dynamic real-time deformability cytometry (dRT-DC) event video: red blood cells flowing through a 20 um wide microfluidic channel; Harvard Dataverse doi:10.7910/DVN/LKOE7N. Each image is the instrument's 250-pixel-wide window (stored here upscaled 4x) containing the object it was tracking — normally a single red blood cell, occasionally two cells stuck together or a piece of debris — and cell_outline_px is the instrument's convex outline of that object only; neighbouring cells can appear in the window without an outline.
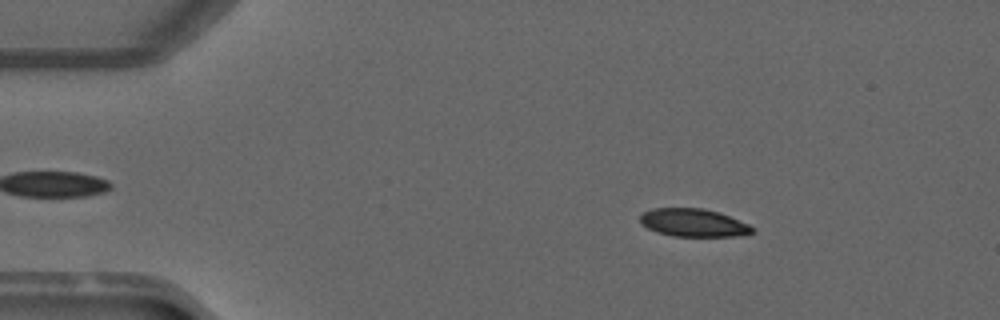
{"species": "common noctule bat (a hibernating species)", "species_latin": "Nyctalus noctula", "temperature_condition": "warm", "stored_images_in_passage": 50, "camera_frame_rate_fps": 3000, "um_per_image_px": 0.085, "animal": {"sex": "male", "forearm_length_mm": 52.5}, "frame": {"image": 1, "passage_image": 8, "time_ms": 2.333, "image_size_px": [1000, 320], "cell_outline_px": [[756, 228], [752, 232], [736, 236], [676, 236], [656, 232], [640, 224], [640, 216], [644, 212], [652, 208], [704, 208], [720, 212], [748, 224]], "centroid_in_image_um": [58.93, 18.92], "position_along_channel_um": 26.1, "area_um2": 18.26}}
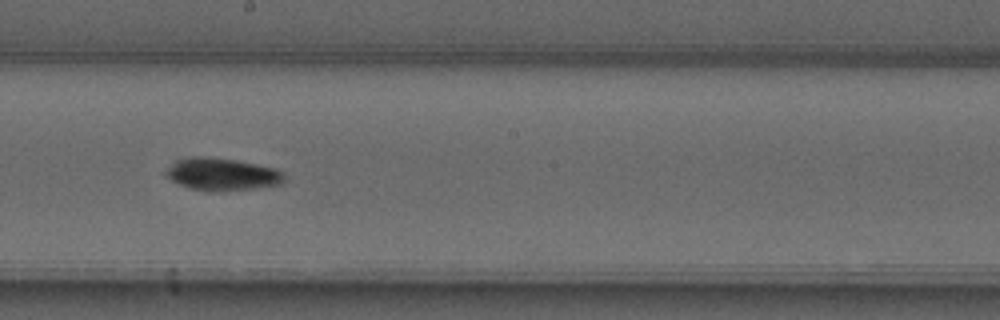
{"frame": {"image": 2, "passage_image": 28, "time_ms": 9.0, "image_size_px": [1000, 320], "cell_outline_px": [[284, 180], [280, 184], [256, 188], [216, 192], [208, 192], [188, 188], [172, 180], [164, 172], [176, 160], [192, 156], [200, 156], [236, 160], [276, 168], [284, 172]], "centroid_in_image_um": [18.88, 14.82], "position_along_channel_um": 229.3, "area_um2": 22.43}}
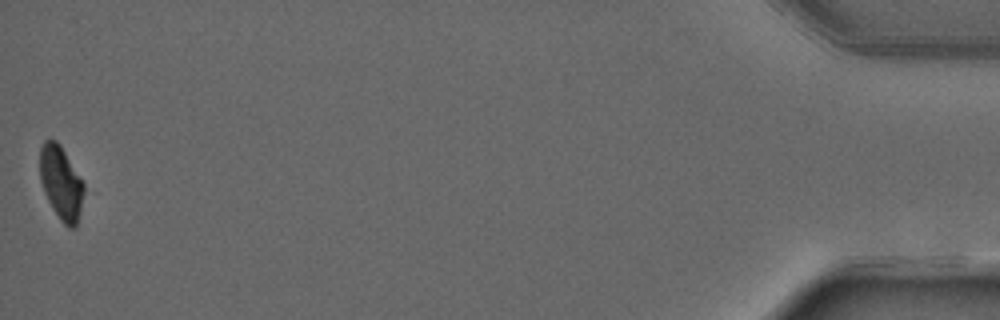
{"frame": {"image": 3, "passage_image": 50, "time_ms": 16.333, "image_size_px": [1000, 320], "cell_outline_px": [[84, 192], [80, 212], [76, 228], [68, 228], [60, 220], [52, 208], [44, 192], [40, 180], [40, 148], [44, 140], [56, 140], [60, 144], [84, 184]], "centroid_in_image_um": [5.18, 15.56], "position_along_channel_um": 430.0, "area_um2": 18.79}, "authors_computed_cell_mechanics": {"area_um2": 20.4034, "velocity_mm_per_s": 4.0745, "shape_relaxation_time_tau1_ms": 5.738, "shape_relaxation_time_tau2_ms": null, "deformation_change_tau1": 0.2462, "deformation_change_tau2": null}}